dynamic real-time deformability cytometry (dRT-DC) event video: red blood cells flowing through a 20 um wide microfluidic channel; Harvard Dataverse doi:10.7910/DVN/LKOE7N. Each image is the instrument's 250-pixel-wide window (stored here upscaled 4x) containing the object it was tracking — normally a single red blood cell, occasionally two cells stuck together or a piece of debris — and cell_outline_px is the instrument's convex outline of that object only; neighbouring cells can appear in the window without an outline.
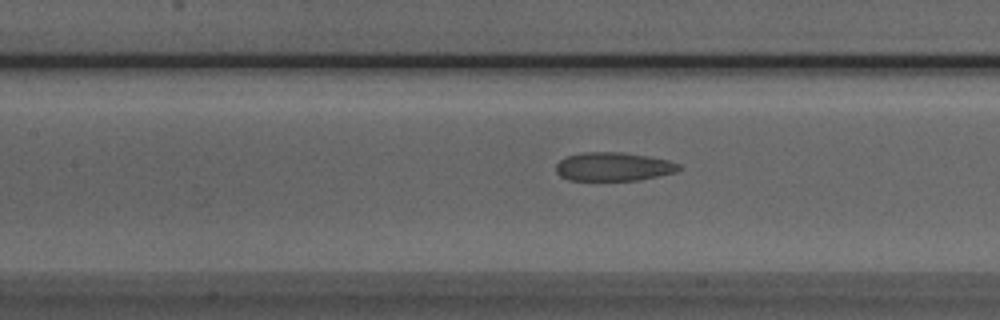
{"species": "Egyptian fruit bat (a non-hibernating species)", "species_latin": "Rousettus aegyptiacus", "temperature_condition": "room temperature", "stored_images_in_passage": 41, "camera_frame_rate_fps": 3000, "um_per_image_px": 0.085, "animal": {"sex": "male"}, "frame": {"image": 1, "passage_image": 11, "time_ms": 3.333, "image_size_px": [1000, 320], "cell_outline_px": [[680, 168], [676, 172], [640, 180], [568, 180], [560, 176], [556, 172], [556, 164], [560, 160], [568, 156], [584, 152], [620, 152], [648, 156], [668, 160], [680, 164]], "centroid_in_image_um": [52.14, 14.17], "position_along_channel_um": 155.3, "area_um2": 20.46}}
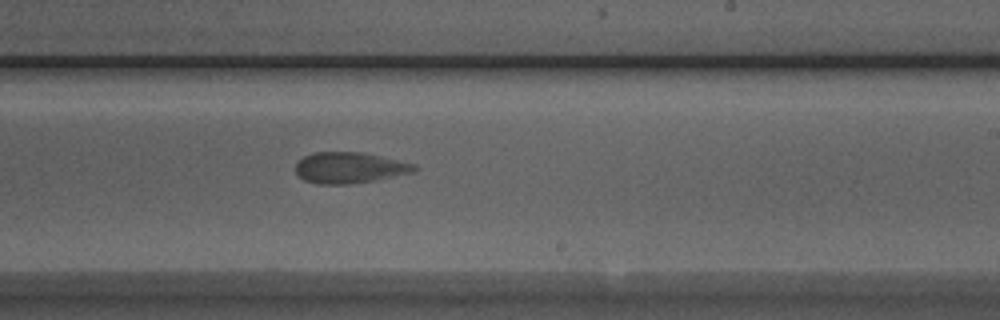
{"frame": {"image": 2, "passage_image": 19, "time_ms": 6.0, "image_size_px": [1000, 320], "cell_outline_px": [[416, 168], [412, 172], [376, 180], [348, 184], [316, 184], [304, 180], [296, 172], [296, 164], [304, 156], [312, 152], [360, 152], [380, 156], [416, 164]], "centroid_in_image_um": [29.68, 14.26], "position_along_channel_um": 259.3, "area_um2": 21.27}}
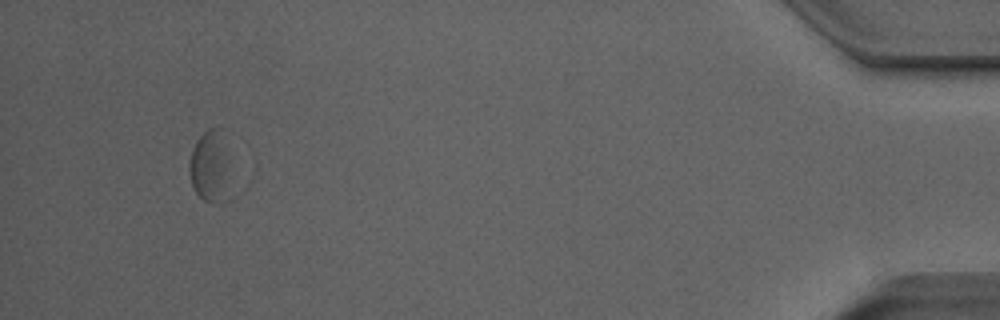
{"frame": {"image": 3, "passage_image": 37, "time_ms": 12.0, "image_size_px": [1000, 320], "cell_outline_px": [[224, 160], [220, 180], [212, 200], [204, 200], [192, 188], [188, 168], [188, 164], [196, 140], [208, 128], [220, 128]], "centroid_in_image_um": [17.58, 13.9], "position_along_channel_um": 417.6, "area_um2": 13.76}}